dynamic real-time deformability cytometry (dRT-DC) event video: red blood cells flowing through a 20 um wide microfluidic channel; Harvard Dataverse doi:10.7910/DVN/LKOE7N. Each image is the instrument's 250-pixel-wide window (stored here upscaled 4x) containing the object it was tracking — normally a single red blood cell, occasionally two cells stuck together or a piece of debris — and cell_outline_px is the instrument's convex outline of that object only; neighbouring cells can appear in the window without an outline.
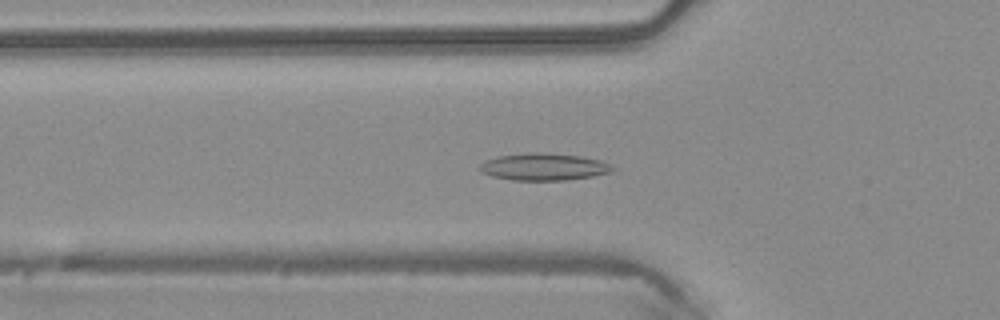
{"species": "common noctule bat (a hibernating species)", "species_latin": "Nyctalus noctula", "temperature_condition": "warm", "stored_images_in_passage": 47, "camera_frame_rate_fps": 3000, "um_per_image_px": 0.085, "animal": {"sex": "male", "body_mass_g": 20.4}, "frame": {"image": 1, "passage_image": 15, "time_ms": 4.667, "image_size_px": [1000, 320], "cell_outline_px": [[616, 168], [612, 172], [592, 176], [568, 180], [512, 180], [492, 176], [480, 172], [480, 164], [484, 160], [496, 156], [532, 152], [540, 152], [580, 156], [600, 160]], "centroid_in_image_um": [46.2, 14.18], "position_along_channel_um": 79.6, "area_um2": 21.04}}
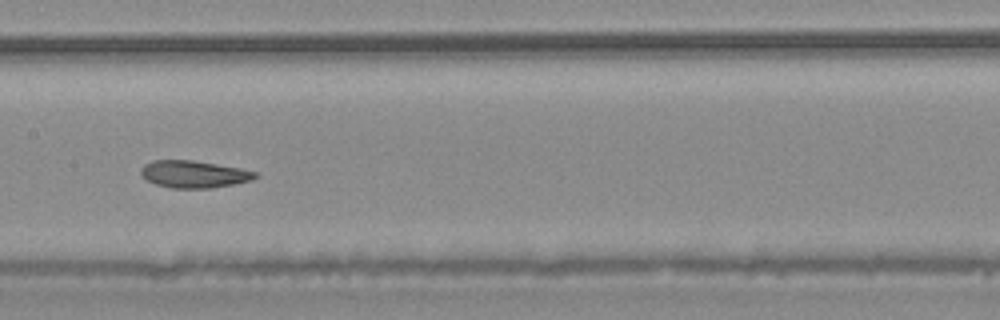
{"frame": {"image": 2, "passage_image": 23, "time_ms": 7.333, "image_size_px": [1000, 320], "cell_outline_px": [[260, 176], [252, 180], [212, 188], [172, 188], [156, 184], [144, 180], [140, 172], [140, 168], [144, 164], [152, 160], [192, 160], [240, 168], [256, 172]], "centroid_in_image_um": [16.45, 14.8], "position_along_channel_um": 191.0, "area_um2": 18.21}}
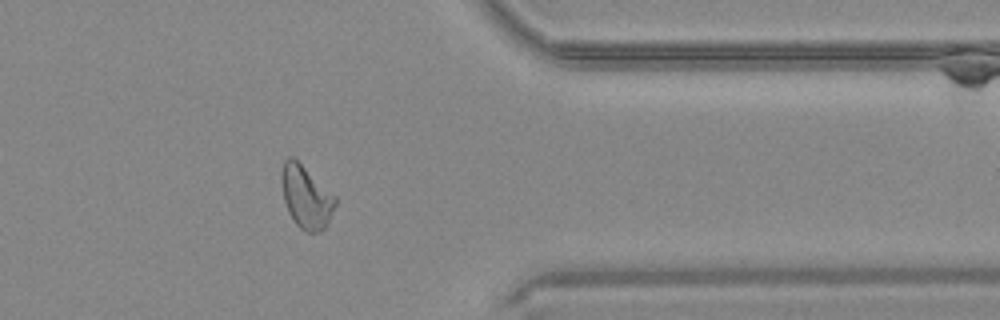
{"frame": {"image": 3, "passage_image": 38, "time_ms": 12.333, "image_size_px": [1000, 320], "cell_outline_px": [[336, 204], [324, 228], [320, 232], [308, 232], [300, 228], [296, 224], [288, 212], [284, 200], [280, 180], [280, 172], [284, 160], [288, 156], [292, 156], [336, 196]], "centroid_in_image_um": [25.98, 16.72], "position_along_channel_um": 385.4, "area_um2": 19.54}, "authors_computed_cell_mechanics": {"area_um2": 19.5942, "velocity_mm_per_s": 4.1528, "shape_relaxation_time_tau1_ms": 6.0983, "shape_relaxation_time_tau2_ms": 2.1031, "deformation_change_tau1": 0.1412, "deformation_change_tau2": 0.0856}}